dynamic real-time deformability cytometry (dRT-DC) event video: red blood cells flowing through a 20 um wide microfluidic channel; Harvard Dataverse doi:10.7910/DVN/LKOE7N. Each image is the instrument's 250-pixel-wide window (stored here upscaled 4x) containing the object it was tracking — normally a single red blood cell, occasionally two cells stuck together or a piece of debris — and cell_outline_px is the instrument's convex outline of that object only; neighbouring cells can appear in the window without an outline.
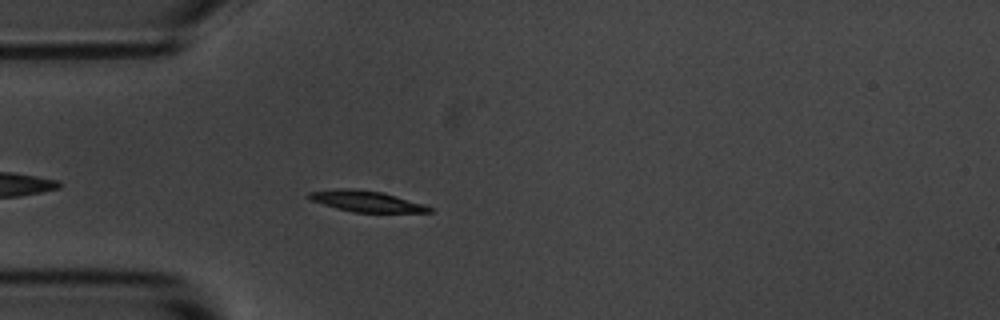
{"species": "common noctule bat (a hibernating species)", "species_latin": "Nyctalus noctula", "temperature_condition": "room temperature", "stored_images_in_passage": 4, "camera_frame_rate_fps": 3000, "um_per_image_px": 0.085, "animal": {"sex": "male", "body_mass_g": 20.1, "forearm_length_mm": 53.5}, "frame": {"image": 1, "passage_image": 4, "time_ms": 3.333, "image_size_px": [1000, 320], "cell_outline_px": [[432, 212], [352, 212], [336, 208], [312, 200], [308, 196], [308, 192], [340, 188], [352, 188], [380, 192], [396, 196], [424, 204], [432, 208]], "centroid_in_image_um": [31.14, 17.1], "position_along_channel_um": 53.9, "area_um2": 14.45}}